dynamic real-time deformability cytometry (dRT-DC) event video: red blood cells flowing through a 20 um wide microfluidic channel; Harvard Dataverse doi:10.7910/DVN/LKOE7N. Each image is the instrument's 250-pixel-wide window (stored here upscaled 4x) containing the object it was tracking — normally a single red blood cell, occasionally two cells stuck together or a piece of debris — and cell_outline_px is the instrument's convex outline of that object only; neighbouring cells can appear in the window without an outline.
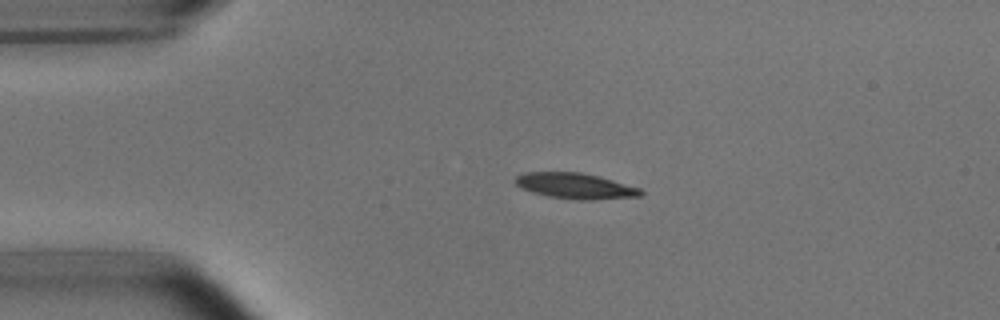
{"species": "common noctule bat (a hibernating species)", "species_latin": "Nyctalus noctula", "temperature_condition": "room temperature", "stored_images_in_passage": 43, "camera_frame_rate_fps": 3000, "um_per_image_px": 0.085, "animal": {"sex": "male", "body_mass_g": 15.6}, "frame": {"image": 1, "passage_image": 1, "time_ms": 0.0, "image_size_px": [1000, 320], "cell_outline_px": [[644, 192], [640, 196], [592, 200], [576, 200], [548, 196], [532, 192], [520, 188], [516, 184], [516, 176], [524, 172], [580, 172], [600, 176], [640, 188]], "centroid_in_image_um": [48.9, 15.8], "position_along_channel_um": 36.1, "area_um2": 18.84}}
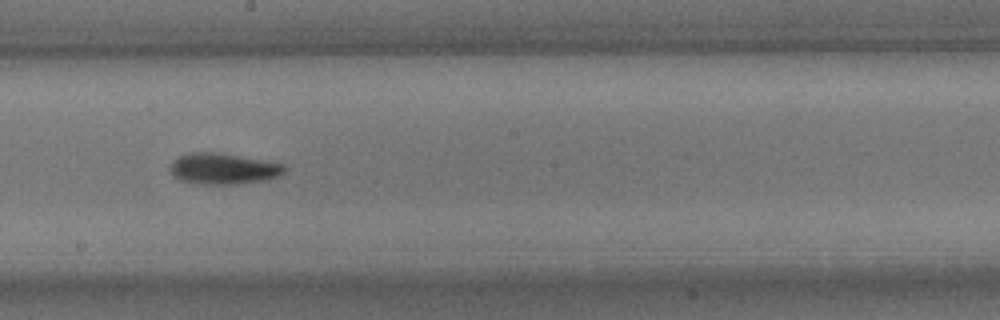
{"frame": {"image": 2, "passage_image": 19, "time_ms": 6.0, "image_size_px": [1000, 320], "cell_outline_px": [[288, 168], [280, 176], [268, 180], [236, 184], [204, 184], [180, 180], [172, 176], [168, 168], [180, 156], [188, 152], [216, 152], [264, 160], [284, 164]], "centroid_in_image_um": [19.01, 14.34], "position_along_channel_um": 229.2, "area_um2": 20.81}}
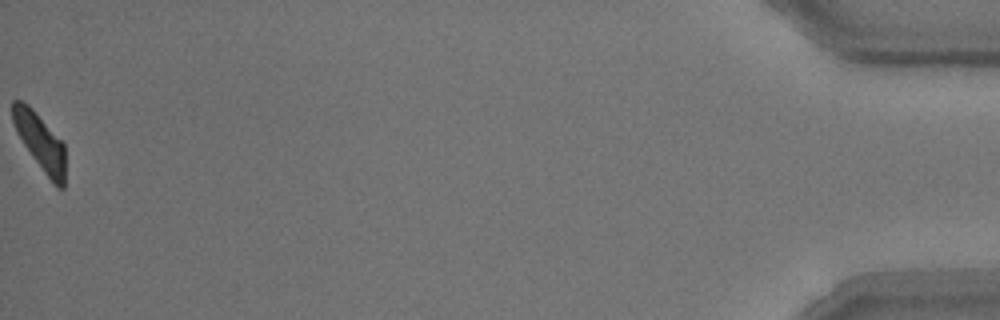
{"frame": {"image": 3, "passage_image": 43, "time_ms": 14.0, "image_size_px": [1000, 320], "cell_outline_px": [[64, 188], [56, 188], [52, 184], [24, 144], [12, 120], [12, 100], [20, 100], [28, 104], [32, 108], [64, 144]], "centroid_in_image_um": [3.42, 12.07], "position_along_channel_um": 431.8, "area_um2": 16.99}, "authors_computed_cell_mechanics": {"area_um2": 19.2474, "velocity_mm_per_s": 3.7535, "shape_relaxation_time_tau1_ms": 2.4845, "shape_relaxation_time_tau2_ms": 6.6991, "deformation_change_tau1": 0.1206, "deformation_change_tau2": 0.1486}}